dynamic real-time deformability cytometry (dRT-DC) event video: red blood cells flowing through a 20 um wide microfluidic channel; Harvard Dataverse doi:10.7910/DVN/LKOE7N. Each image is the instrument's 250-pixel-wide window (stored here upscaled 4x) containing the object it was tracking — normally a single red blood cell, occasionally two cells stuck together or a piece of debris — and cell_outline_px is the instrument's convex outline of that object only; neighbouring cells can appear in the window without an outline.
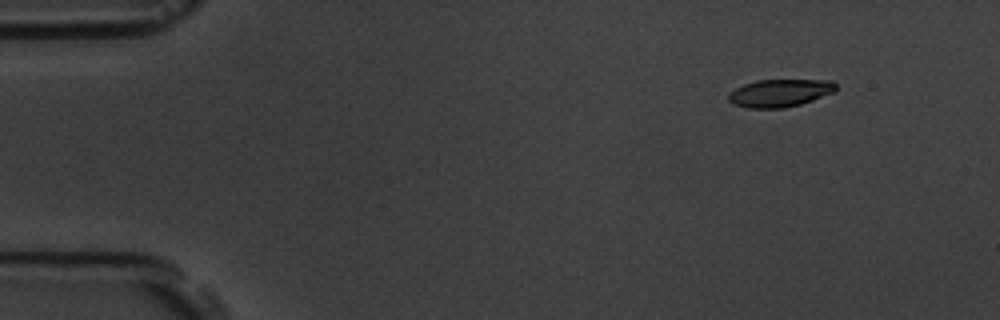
{"species": "common noctule bat (a hibernating species)", "species_latin": "Nyctalus noctula", "temperature_condition": "room temperature", "stored_images_in_passage": 5, "camera_frame_rate_fps": 3000, "um_per_image_px": 0.085, "animal": {"sex": "male", "body_mass_g": 19.5, "forearm_length_mm": 54.6}, "frame": {"image": 1, "passage_image": 2, "time_ms": 0.333, "image_size_px": [1000, 320], "cell_outline_px": [[836, 88], [832, 92], [812, 100], [800, 104], [784, 108], [748, 108], [732, 104], [728, 100], [728, 92], [744, 84], [756, 80], [832, 80], [836, 84]], "centroid_in_image_um": [66.23, 7.9], "position_along_channel_um": 18.8, "area_um2": 17.28}}
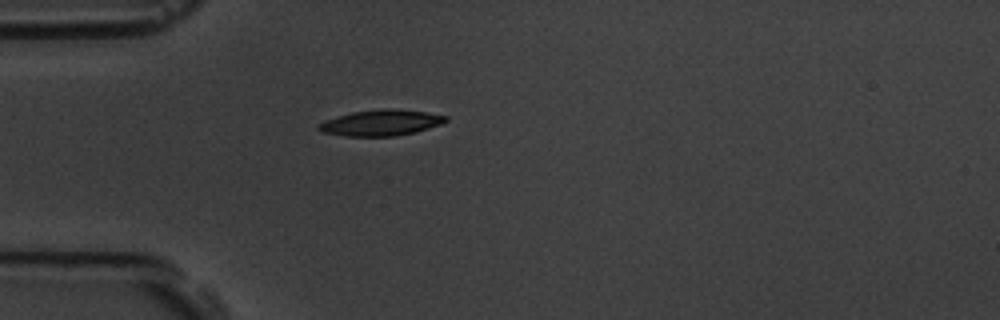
{"frame": {"image": 2, "passage_image": 5, "time_ms": 1.333, "image_size_px": [1000, 320], "cell_outline_px": [[448, 120], [440, 124], [428, 128], [396, 136], [344, 136], [320, 132], [316, 128], [324, 120], [352, 112], [384, 108], [388, 108], [428, 112], [448, 116]], "centroid_in_image_um": [32.36, 10.43], "position_along_channel_um": 52.6, "area_um2": 19.13}}